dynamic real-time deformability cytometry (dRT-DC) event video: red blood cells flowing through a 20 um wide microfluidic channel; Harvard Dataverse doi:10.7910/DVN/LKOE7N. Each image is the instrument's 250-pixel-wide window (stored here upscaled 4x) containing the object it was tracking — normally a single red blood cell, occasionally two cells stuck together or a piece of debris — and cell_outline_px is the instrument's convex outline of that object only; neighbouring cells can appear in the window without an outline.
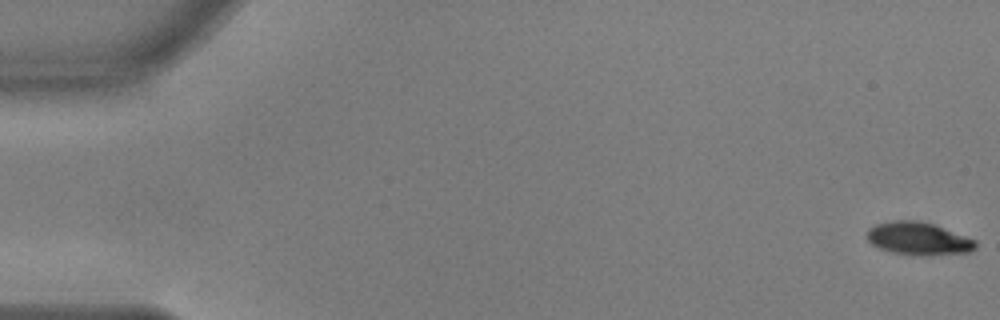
{"species": "common noctule bat (a hibernating species)", "species_latin": "Nyctalus noctula", "temperature_condition": "warm", "stored_images_in_passage": 56, "camera_frame_rate_fps": 3000, "um_per_image_px": 0.085, "animal": {"sex": "male", "body_mass_g": 17.9, "forearm_length_mm": 54.2}, "frame": {"image": 1, "passage_image": 1, "time_ms": 0.0, "image_size_px": [1000, 320], "cell_outline_px": [[976, 248], [972, 252], [892, 252], [880, 248], [872, 244], [868, 240], [868, 228], [876, 224], [896, 220], [916, 220], [932, 224], [976, 240]], "centroid_in_image_um": [78.03, 20.22], "position_along_channel_um": 7.0, "area_um2": 19.42}}
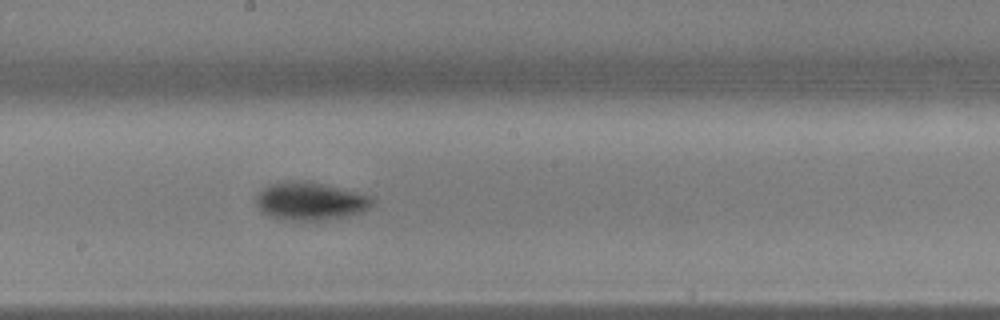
{"frame": {"image": 2, "passage_image": 31, "time_ms": 10.0, "image_size_px": [1000, 320], "cell_outline_px": [[376, 200], [368, 208], [360, 212], [348, 216], [320, 220], [284, 220], [268, 216], [256, 204], [256, 192], [280, 180], [312, 180], [372, 196]], "centroid_in_image_um": [26.36, 17.07], "position_along_channel_um": 221.8, "area_um2": 26.13}}
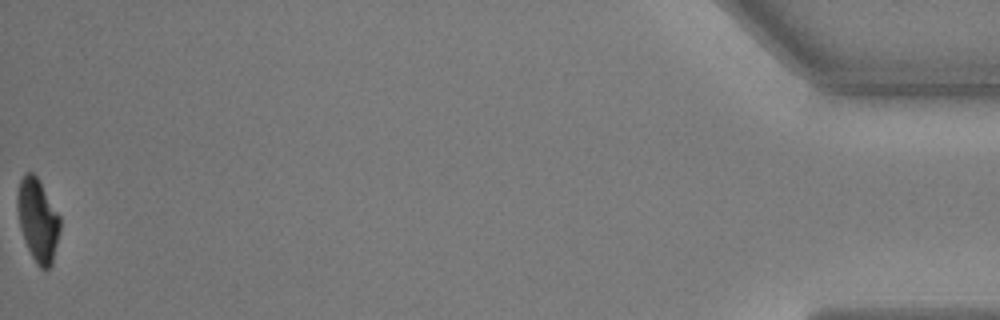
{"frame": {"image": 3, "passage_image": 56, "time_ms": 18.333, "image_size_px": [1000, 320], "cell_outline_px": [[60, 232], [52, 264], [44, 272], [36, 264], [24, 240], [20, 228], [16, 208], [16, 196], [20, 180], [28, 172], [32, 172], [36, 176], [60, 216]], "centroid_in_image_um": [3.2, 18.75], "position_along_channel_um": 432.0, "area_um2": 20.63}, "authors_computed_cell_mechanics": {"area_um2": 23.0044, "velocity_mm_per_s": 3.6602, "shape_relaxation_time_tau1_ms": 2.7968, "shape_relaxation_time_tau2_ms": 7.8182, "deformation_change_tau1": 0.1668, "deformation_change_tau2": 0.0513}}